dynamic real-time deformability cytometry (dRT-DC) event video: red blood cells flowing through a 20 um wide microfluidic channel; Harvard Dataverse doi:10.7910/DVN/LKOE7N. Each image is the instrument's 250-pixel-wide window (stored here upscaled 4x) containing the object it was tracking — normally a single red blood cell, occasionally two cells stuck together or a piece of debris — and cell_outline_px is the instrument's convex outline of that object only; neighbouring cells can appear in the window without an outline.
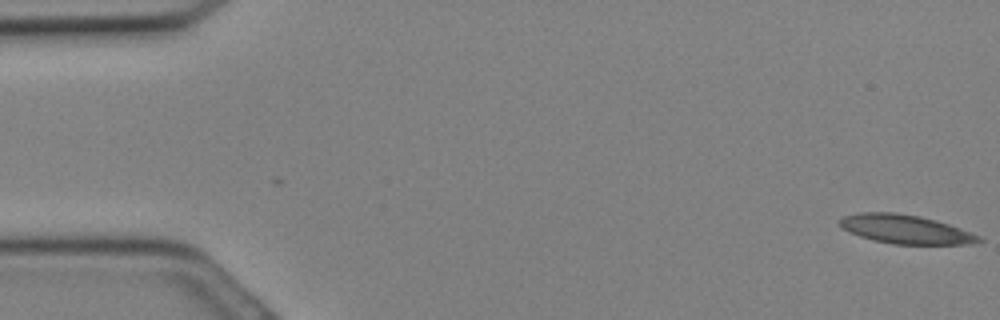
{"species": "Egyptian fruit bat (a non-hibernating species)", "species_latin": "Rousettus aegyptiacus", "temperature_condition": "cold", "stored_images_in_passage": 19, "camera_frame_rate_fps": 3000, "um_per_image_px": 0.085, "animal": {"sex": "female"}, "frame": {"image": 1, "passage_image": 1, "time_ms": 0.0, "image_size_px": [1000, 320], "cell_outline_px": [[984, 240], [968, 244], [896, 244], [876, 240], [860, 236], [836, 224], [836, 220], [844, 216], [860, 212], [896, 212], [920, 216], [936, 220], [960, 228], [980, 236]], "centroid_in_image_um": [76.95, 19.47], "position_along_channel_um": 8.1, "area_um2": 23.24}}
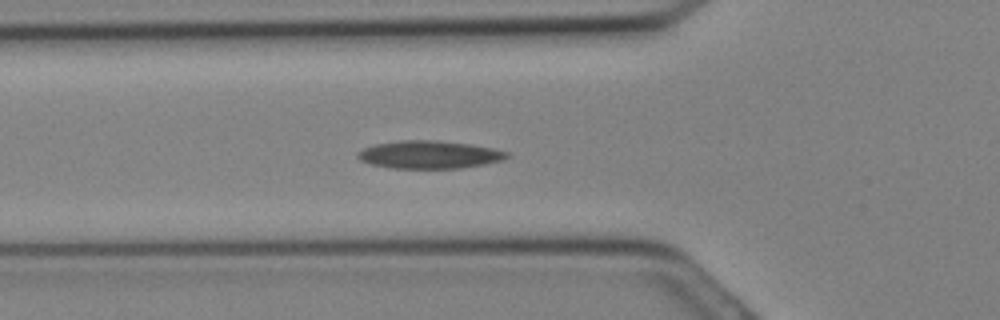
{"frame": {"image": 2, "passage_image": 11, "time_ms": 3.333, "image_size_px": [1000, 320], "cell_outline_px": [[508, 156], [504, 160], [484, 164], [460, 168], [392, 168], [372, 164], [360, 160], [356, 156], [356, 152], [364, 148], [376, 144], [400, 140], [436, 140], [468, 144], [492, 148], [508, 152]], "centroid_in_image_um": [36.47, 13.14], "position_along_channel_um": 89.3, "area_um2": 24.04}}
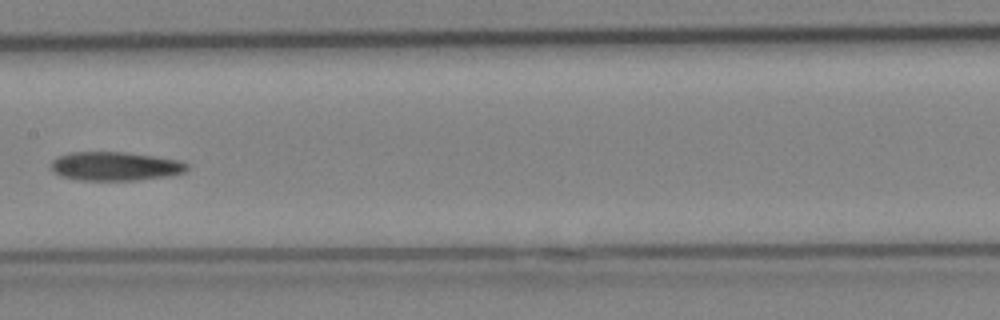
{"frame": {"image": 3, "passage_image": 16, "time_ms": 5.0, "image_size_px": [1000, 320], "cell_outline_px": [[188, 168], [184, 172], [168, 176], [136, 180], [80, 180], [60, 176], [52, 168], [52, 160], [56, 156], [68, 152], [124, 152], [180, 160], [188, 164]], "centroid_in_image_um": [9.78, 14.12], "position_along_channel_um": 197.6, "area_um2": 22.77}}